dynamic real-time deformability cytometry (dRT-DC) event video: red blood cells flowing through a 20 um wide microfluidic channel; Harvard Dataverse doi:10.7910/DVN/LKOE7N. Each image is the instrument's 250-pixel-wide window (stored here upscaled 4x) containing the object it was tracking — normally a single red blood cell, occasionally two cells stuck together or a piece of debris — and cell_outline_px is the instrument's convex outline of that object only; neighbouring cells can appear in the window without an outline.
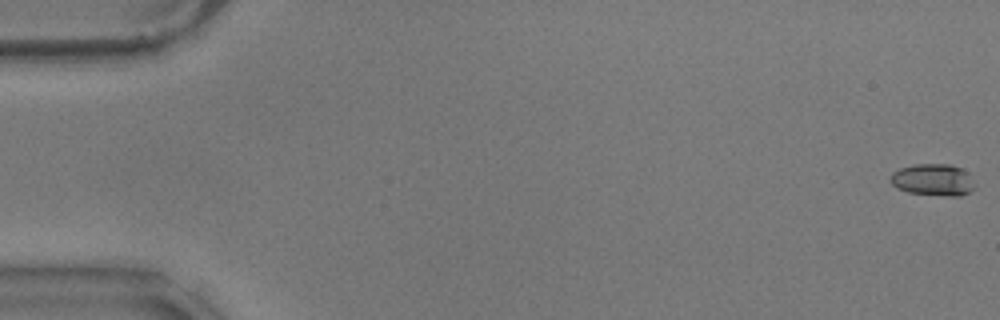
{"species": "common noctule bat (a hibernating species)", "species_latin": "Nyctalus noctula", "temperature_condition": "warm", "stored_images_in_passage": 35, "camera_frame_rate_fps": 3000, "um_per_image_px": 0.085, "animal": {"sex": "male", "body_mass_g": 17.9}, "frame": {"image": 1, "passage_image": 1, "time_ms": 0.0, "image_size_px": [1000, 320], "cell_outline_px": [[976, 188], [960, 196], [948, 196], [908, 192], [896, 188], [892, 184], [892, 172], [900, 168], [912, 164], [952, 164], [968, 172], [976, 184]], "centroid_in_image_um": [79.35, 15.28], "position_along_channel_um": 5.6, "area_um2": 15.78}}